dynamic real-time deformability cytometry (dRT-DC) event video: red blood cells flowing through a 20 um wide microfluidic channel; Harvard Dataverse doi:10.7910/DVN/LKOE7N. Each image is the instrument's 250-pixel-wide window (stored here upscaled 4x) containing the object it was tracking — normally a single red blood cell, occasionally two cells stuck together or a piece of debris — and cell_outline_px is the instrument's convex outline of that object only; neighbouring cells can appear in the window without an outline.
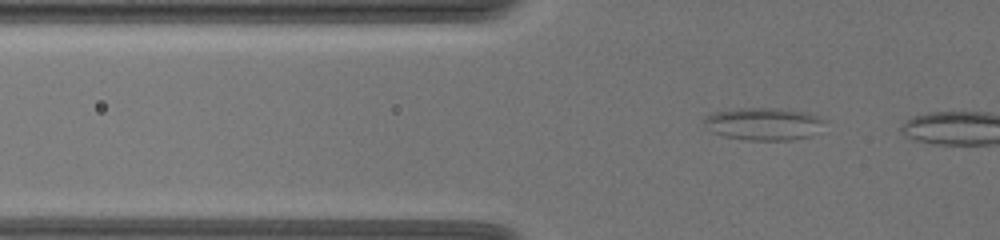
{"species": "common noctule bat (a hibernating species)", "species_latin": "Nyctalus noctula", "temperature_condition": "warm", "stored_images_in_passage": 38, "camera_frame_rate_fps": 3000, "um_per_image_px": 0.085, "animal": {"sex": "female", "body_mass_g": 19.5, "forearm_length_mm": 54.1}, "frame": {"image": 1, "passage_image": 7, "time_ms": 2.0, "image_size_px": [1000, 240], "cell_outline_px": [[824, 120], [808, 136], [792, 140], [748, 140], [724, 136], [712, 132], [704, 124], [704, 120], [708, 112], [740, 108], [780, 108], [808, 112], [820, 116]], "centroid_in_image_um": [64.82, 10.51], "position_along_channel_um": 61.0, "area_um2": 22.66}}
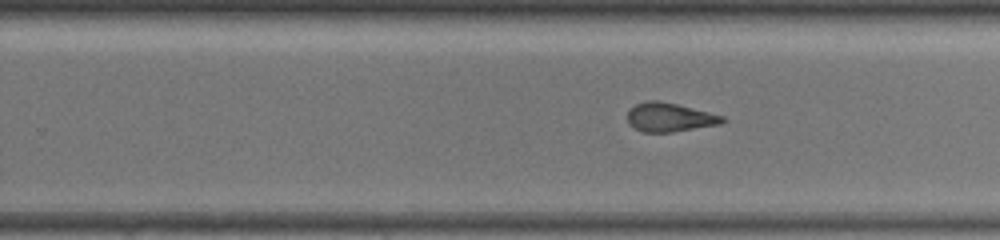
{"frame": {"image": 2, "passage_image": 26, "time_ms": 8.333, "image_size_px": [1000, 240], "cell_outline_px": [[728, 120], [720, 124], [672, 132], [644, 132], [628, 124], [628, 112], [636, 104], [648, 100], [660, 100], [724, 116]], "centroid_in_image_um": [56.93, 9.97], "position_along_channel_um": 272.9, "area_um2": 15.84}}
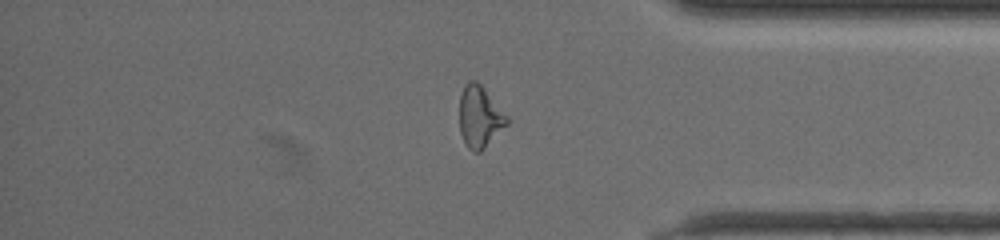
{"frame": {"image": 3, "passage_image": 37, "time_ms": 12.0, "image_size_px": [1000, 240], "cell_outline_px": [[508, 124], [480, 152], [472, 152], [464, 144], [460, 132], [460, 96], [464, 84], [468, 80], [476, 80], [484, 88], [508, 116]], "centroid_in_image_um": [40.76, 9.93], "position_along_channel_um": 394.4, "area_um2": 17.11}}